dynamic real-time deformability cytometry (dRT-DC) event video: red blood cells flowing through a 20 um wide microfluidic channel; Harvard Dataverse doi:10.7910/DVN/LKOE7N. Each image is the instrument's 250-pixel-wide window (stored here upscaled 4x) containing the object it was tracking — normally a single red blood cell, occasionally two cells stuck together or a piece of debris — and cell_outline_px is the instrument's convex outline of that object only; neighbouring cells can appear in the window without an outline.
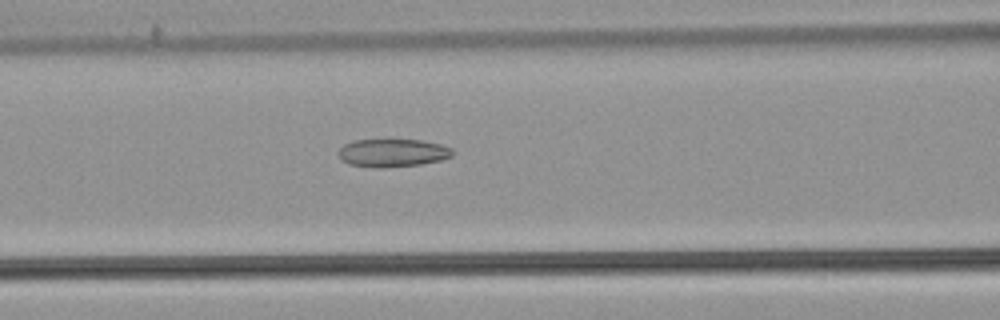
{"species": "common noctule bat (a hibernating species)", "species_latin": "Nyctalus noctula", "temperature_condition": "warm", "stored_images_in_passage": 43, "camera_frame_rate_fps": 3000, "um_per_image_px": 0.085, "animal": {"sex": "male", "body_mass_g": 21.5, "forearm_length_mm": 52.0}, "frame": {"image": 1, "passage_image": 12, "time_ms": 3.667, "image_size_px": [1000, 320], "cell_outline_px": [[452, 156], [440, 160], [420, 164], [384, 168], [376, 168], [348, 164], [340, 160], [336, 152], [344, 144], [352, 140], [420, 140], [440, 144], [452, 148]], "centroid_in_image_um": [33.3, 13.0], "position_along_channel_um": 133.3, "area_um2": 18.73}}
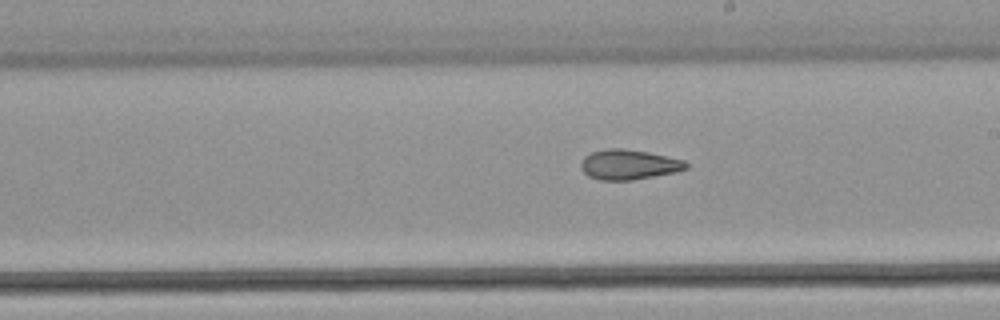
{"frame": {"image": 2, "passage_image": 20, "time_ms": 6.333, "image_size_px": [1000, 320], "cell_outline_px": [[688, 168], [676, 172], [632, 180], [600, 180], [588, 176], [580, 168], [580, 164], [584, 156], [592, 152], [608, 148], [624, 148], [648, 152], [684, 160], [688, 164]], "centroid_in_image_um": [53.43, 13.99], "position_along_channel_um": 235.6, "area_um2": 18.44}}
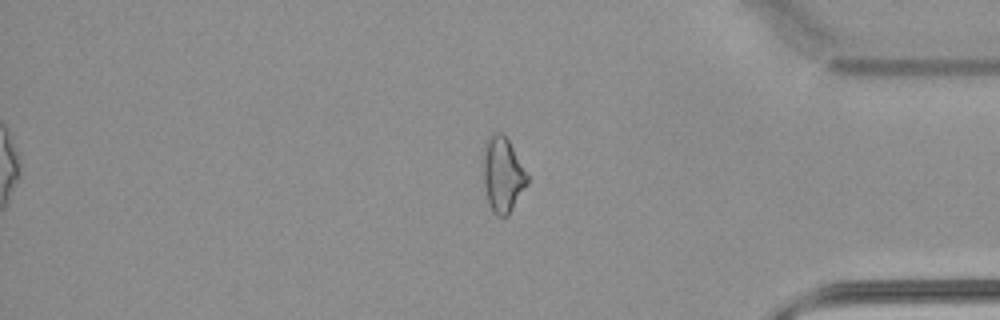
{"frame": {"image": 3, "passage_image": 34, "time_ms": 11.0, "image_size_px": [1000, 320], "cell_outline_px": [[528, 184], [508, 216], [496, 216], [492, 212], [488, 200], [484, 184], [484, 140], [488, 136], [496, 132], [504, 132], [528, 176]], "centroid_in_image_um": [42.73, 14.83], "position_along_channel_um": 392.5, "area_um2": 19.25}, "authors_computed_cell_mechanics": {"area_um2": 19.074, "velocity_mm_per_s": 3.8452, "shape_relaxation_time_tau1_ms": null, "shape_relaxation_time_tau2_ms": 4.0972, "deformation_change_tau1": null, "deformation_change_tau2": 0.1333}}